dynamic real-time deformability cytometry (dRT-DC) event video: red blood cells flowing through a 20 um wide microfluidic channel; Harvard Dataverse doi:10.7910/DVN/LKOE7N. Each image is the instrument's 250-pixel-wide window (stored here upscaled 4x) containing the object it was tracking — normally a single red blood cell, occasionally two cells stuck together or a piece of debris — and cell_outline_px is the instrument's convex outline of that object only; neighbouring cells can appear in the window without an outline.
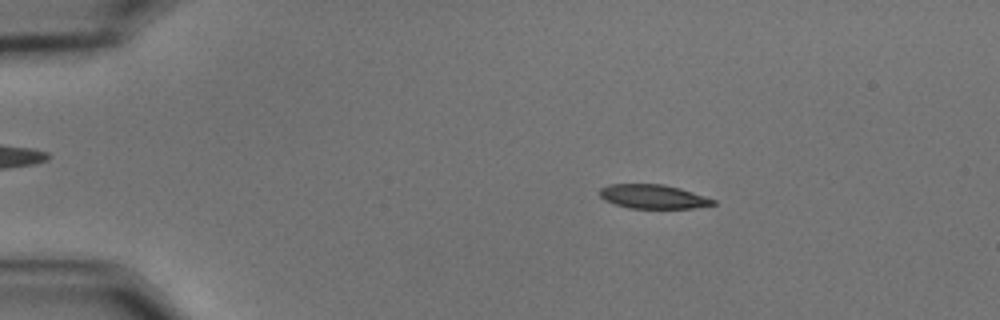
{"species": "common noctule bat (a hibernating species)", "species_latin": "Nyctalus noctula", "temperature_condition": "cold", "stored_images_in_passage": 57, "camera_frame_rate_fps": 3000, "um_per_image_px": 0.085, "animal": {"sex": "male", "body_mass_g": 15.6}, "frame": {"image": 1, "passage_image": 10, "time_ms": 3.0, "image_size_px": [1000, 320], "cell_outline_px": [[716, 204], [692, 208], [628, 208], [604, 200], [600, 196], [600, 188], [608, 184], [664, 184], [680, 188], [716, 200]], "centroid_in_image_um": [55.5, 16.7], "position_along_channel_um": 29.5, "area_um2": 15.84}}
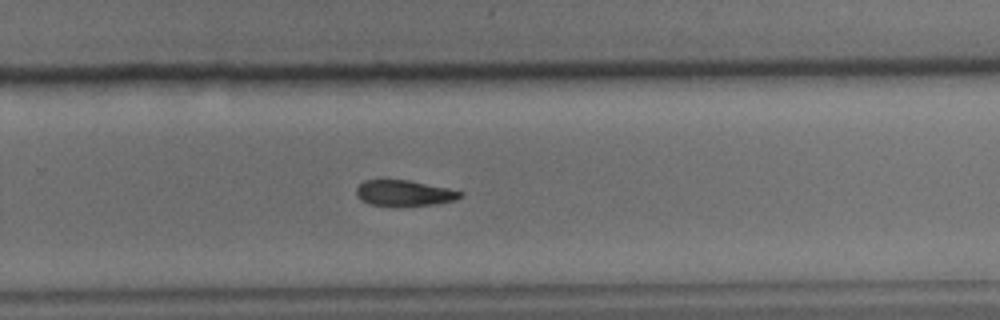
{"frame": {"image": 2, "passage_image": 38, "time_ms": 12.333, "image_size_px": [1000, 320], "cell_outline_px": [[464, 192], [456, 200], [436, 204], [400, 208], [392, 208], [368, 204], [360, 200], [356, 196], [356, 188], [364, 180], [408, 180], [448, 188]], "centroid_in_image_um": [34.32, 16.46], "position_along_channel_um": 295.5, "area_um2": 16.24}}
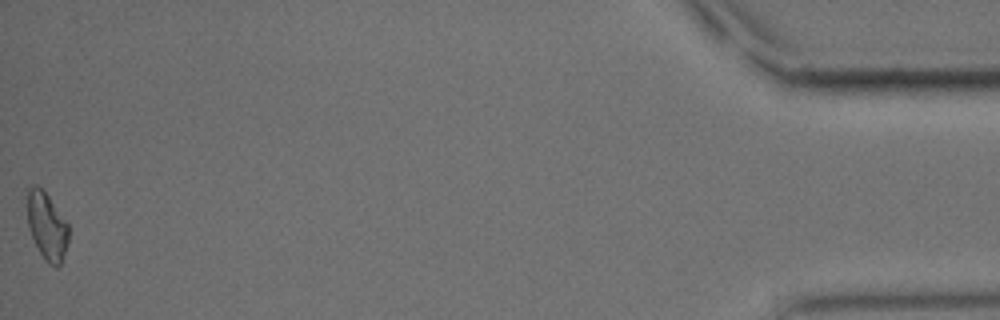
{"frame": {"image": 3, "passage_image": 57, "time_ms": 18.667, "image_size_px": [1000, 320], "cell_outline_px": [[68, 244], [60, 264], [56, 268], [48, 264], [44, 260], [32, 236], [28, 224], [28, 188], [32, 184], [36, 184], [44, 188], [68, 224]], "centroid_in_image_um": [4.0, 19.19], "position_along_channel_um": 431.2, "area_um2": 16.3}, "authors_computed_cell_mechanics": {"area_um2": 16.6464, "velocity_mm_per_s": 3.5382, "shape_relaxation_time_tau1_ms": 5.1641, "shape_relaxation_time_tau2_ms": null, "deformation_change_tau1": 0.1378, "deformation_change_tau2": null}}